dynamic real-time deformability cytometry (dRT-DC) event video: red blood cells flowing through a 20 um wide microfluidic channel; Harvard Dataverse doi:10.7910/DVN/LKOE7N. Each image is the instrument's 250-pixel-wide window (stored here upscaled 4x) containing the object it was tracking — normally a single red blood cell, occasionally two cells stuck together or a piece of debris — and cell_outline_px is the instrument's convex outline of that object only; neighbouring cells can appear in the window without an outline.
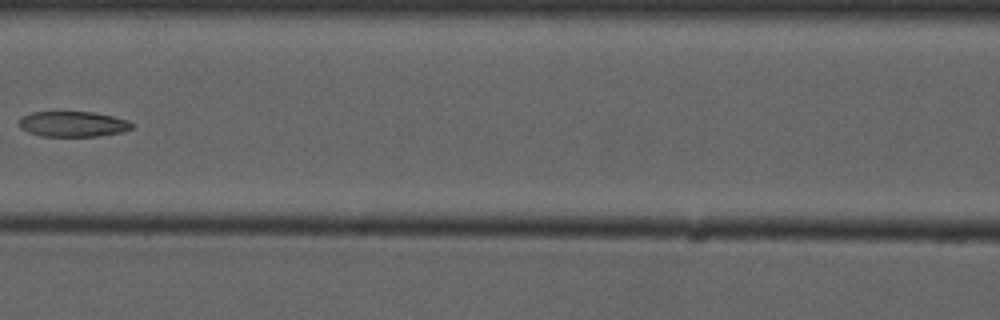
{"species": "common noctule bat (a hibernating species)", "species_latin": "Nyctalus noctula", "temperature_condition": "cold", "stored_images_in_passage": 9, "camera_frame_rate_fps": 3000, "um_per_image_px": 0.085, "animal": {"sex": "male", "forearm_length_mm": 52.5}, "frame": {"image": 1, "passage_image": 6, "time_ms": 6.0, "image_size_px": [1000, 320], "cell_outline_px": [[136, 124], [132, 128], [124, 132], [96, 136], [40, 136], [28, 132], [20, 128], [20, 120], [24, 116], [32, 112], [92, 112], [112, 116], [128, 120]], "centroid_in_image_um": [6.25, 10.55], "position_along_channel_um": 160.4, "area_um2": 16.7}}
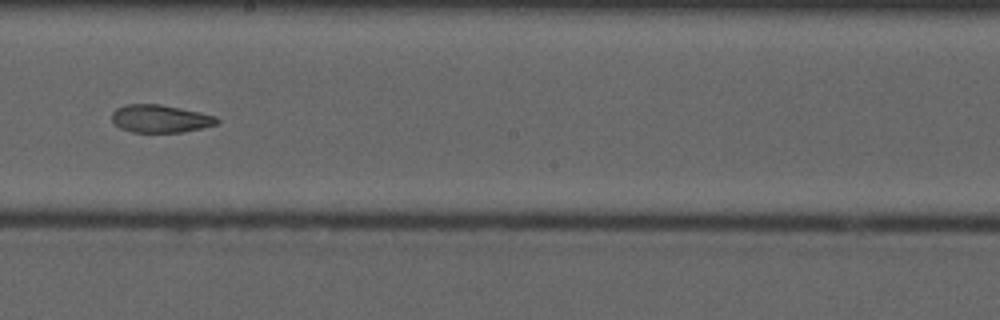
{"frame": {"image": 2, "passage_image": 8, "time_ms": 8.0, "image_size_px": [1000, 320], "cell_outline_px": [[220, 120], [216, 124], [184, 132], [132, 132], [120, 128], [112, 120], [112, 112], [116, 108], [124, 104], [160, 104], [200, 112], [216, 116]], "centroid_in_image_um": [13.61, 10.08], "position_along_channel_um": 234.6, "area_um2": 16.99}}
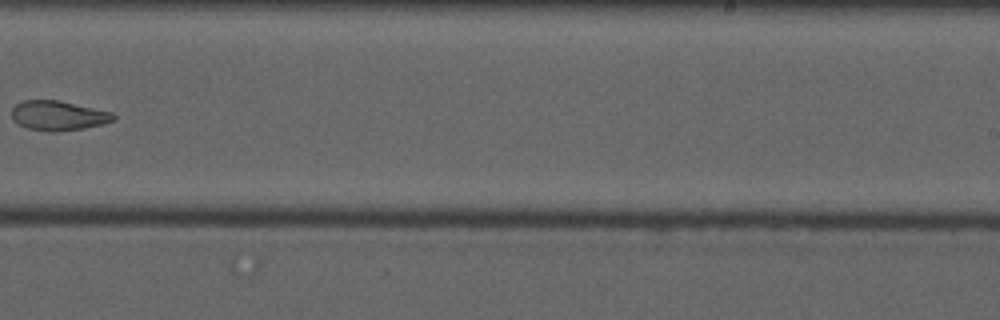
{"frame": {"image": 3, "passage_image": 9, "time_ms": 9.333, "image_size_px": [1000, 320], "cell_outline_px": [[116, 120], [84, 128], [56, 132], [48, 132], [28, 128], [12, 120], [12, 108], [16, 104], [24, 100], [56, 100], [112, 112], [116, 116]], "centroid_in_image_um": [4.94, 9.83], "position_along_channel_um": 284.1, "area_um2": 17.46}}